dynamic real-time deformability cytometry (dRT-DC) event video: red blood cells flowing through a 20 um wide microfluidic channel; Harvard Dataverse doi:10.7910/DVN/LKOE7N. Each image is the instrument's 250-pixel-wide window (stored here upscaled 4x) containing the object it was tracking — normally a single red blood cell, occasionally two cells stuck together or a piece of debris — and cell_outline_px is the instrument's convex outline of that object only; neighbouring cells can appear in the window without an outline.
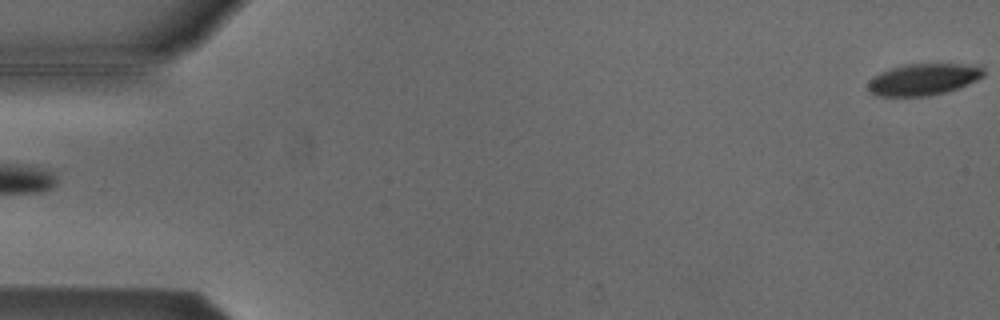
{"species": "Egyptian fruit bat (a non-hibernating species)", "species_latin": "Rousettus aegyptiacus", "temperature_condition": "cold", "stored_images_in_passage": 5, "segment_of_instrument_passage": [2, 2], "camera_frame_rate_fps": 3000, "um_per_image_px": 0.085, "animal": {"sex": "male"}, "frame": {"image": 1, "passage_image": 5, "time_ms": 1.333, "image_size_px": [1000, 320], "cell_outline_px": [[984, 76], [968, 84], [944, 92], [928, 96], [876, 96], [868, 92], [868, 80], [872, 76], [880, 72], [904, 64], [984, 64]], "centroid_in_image_um": [78.49, 6.73], "position_along_channel_um": 6.5, "area_um2": 21.56}}